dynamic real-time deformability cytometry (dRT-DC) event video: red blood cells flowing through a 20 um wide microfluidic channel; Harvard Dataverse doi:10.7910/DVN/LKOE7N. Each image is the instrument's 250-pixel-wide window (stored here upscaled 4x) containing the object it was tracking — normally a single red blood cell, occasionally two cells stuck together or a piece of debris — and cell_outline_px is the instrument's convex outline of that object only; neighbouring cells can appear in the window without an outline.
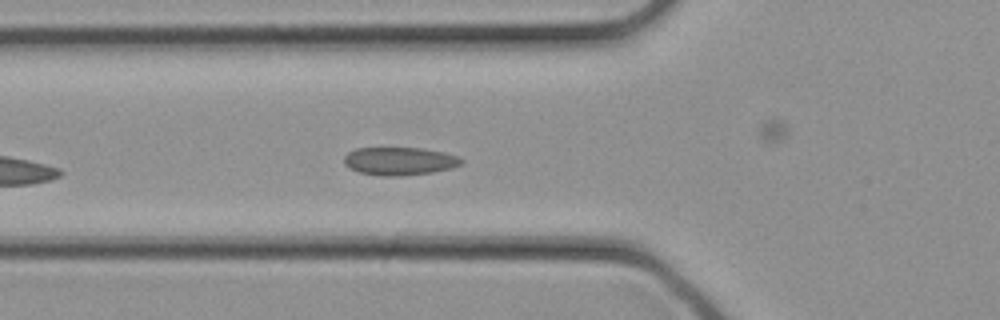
{"species": "common noctule bat (a hibernating species)", "species_latin": "Nyctalus noctula", "temperature_condition": "cold", "stored_images_in_passage": 23, "camera_frame_rate_fps": 3000, "um_per_image_px": 0.085, "animal": {"sex": "female", "body_mass_g": 21.9}, "frame": {"image": 1, "passage_image": 3, "time_ms": 0.667, "image_size_px": [1000, 320], "cell_outline_px": [[464, 160], [460, 164], [452, 168], [432, 172], [400, 176], [380, 176], [360, 172], [348, 168], [344, 164], [344, 156], [348, 152], [356, 148], [420, 148], [444, 152], [456, 156]], "centroid_in_image_um": [33.93, 13.7], "position_along_channel_um": 91.9, "area_um2": 19.13}}
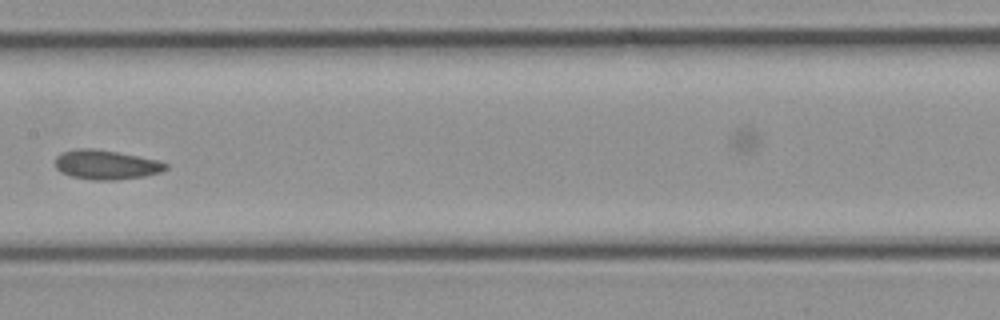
{"frame": {"image": 2, "passage_image": 8, "time_ms": 2.333, "image_size_px": [1000, 320], "cell_outline_px": [[168, 168], [160, 172], [144, 176], [116, 180], [92, 180], [72, 176], [60, 172], [56, 168], [56, 156], [60, 152], [76, 148], [92, 148], [116, 152], [160, 160], [168, 164]], "centroid_in_image_um": [9.01, 14.0], "position_along_channel_um": 198.4, "area_um2": 19.02}}
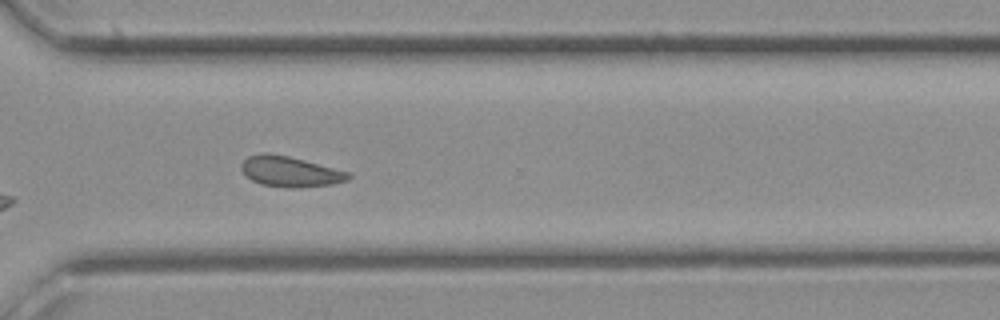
{"frame": {"image": 3, "passage_image": 15, "time_ms": 4.667, "image_size_px": [1000, 320], "cell_outline_px": [[352, 176], [348, 180], [332, 184], [292, 188], [288, 188], [260, 184], [252, 180], [240, 168], [240, 164], [248, 156], [260, 152], [268, 152], [288, 156], [304, 160], [348, 172]], "centroid_in_image_um": [24.62, 14.57], "position_along_channel_um": 346.0, "area_um2": 18.9}}